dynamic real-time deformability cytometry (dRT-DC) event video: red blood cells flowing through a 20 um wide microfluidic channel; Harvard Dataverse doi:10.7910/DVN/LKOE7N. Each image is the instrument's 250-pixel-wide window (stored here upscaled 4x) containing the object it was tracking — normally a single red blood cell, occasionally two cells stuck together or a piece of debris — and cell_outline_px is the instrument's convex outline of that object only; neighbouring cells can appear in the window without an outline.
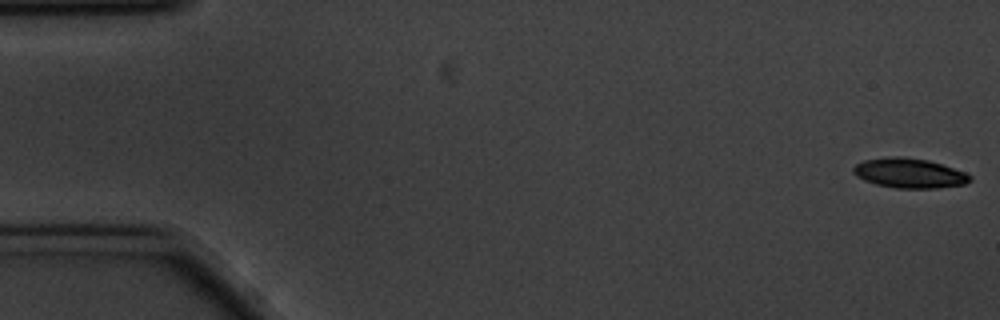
{"species": "common noctule bat (a hibernating species)", "species_latin": "Nyctalus noctula", "temperature_condition": "cold", "stored_images_in_passage": 8, "camera_frame_rate_fps": 3000, "um_per_image_px": 0.085, "animal": {"sex": "male", "body_mass_g": 20.1, "forearm_length_mm": 53.5}, "frame": {"image": 1, "passage_image": 1, "time_ms": 0.0, "image_size_px": [1000, 320], "cell_outline_px": [[972, 180], [964, 184], [936, 188], [896, 188], [876, 184], [864, 180], [856, 176], [852, 172], [852, 168], [856, 164], [864, 160], [888, 156], [900, 156], [928, 160], [964, 172], [972, 176]], "centroid_in_image_um": [77.26, 14.71], "position_along_channel_um": 7.7, "area_um2": 20.17}}